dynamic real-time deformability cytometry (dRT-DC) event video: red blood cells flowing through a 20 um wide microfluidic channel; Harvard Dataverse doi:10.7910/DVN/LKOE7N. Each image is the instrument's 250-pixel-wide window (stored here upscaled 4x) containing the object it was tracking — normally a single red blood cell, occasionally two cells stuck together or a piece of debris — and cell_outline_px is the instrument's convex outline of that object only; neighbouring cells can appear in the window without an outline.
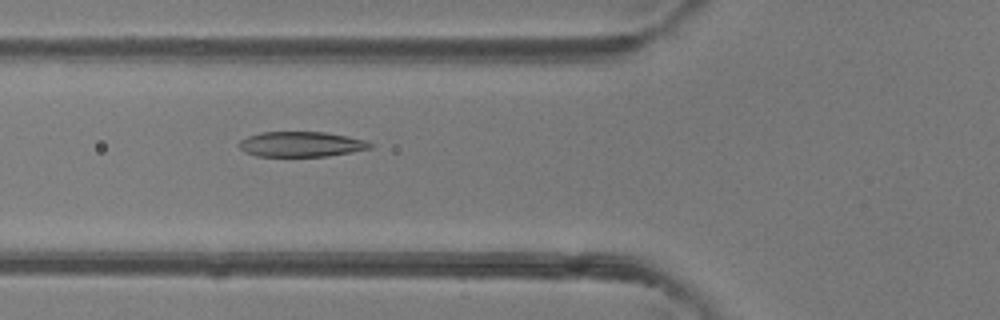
{"species": "common noctule bat (a hibernating species)", "species_latin": "Nyctalus noctula", "temperature_condition": "room temperature", "stored_images_in_passage": 48, "camera_frame_rate_fps": 3000, "um_per_image_px": 0.085, "animal": {"sex": "female"}, "frame": {"image": 1, "passage_image": 18, "time_ms": 5.667, "image_size_px": [1000, 320], "cell_outline_px": [[376, 144], [372, 148], [352, 152], [328, 156], [256, 156], [244, 152], [236, 144], [240, 140], [248, 136], [260, 132], [324, 132], [348, 136], [364, 140]], "centroid_in_image_um": [25.6, 12.26], "position_along_channel_um": 100.2, "area_um2": 19.42}}
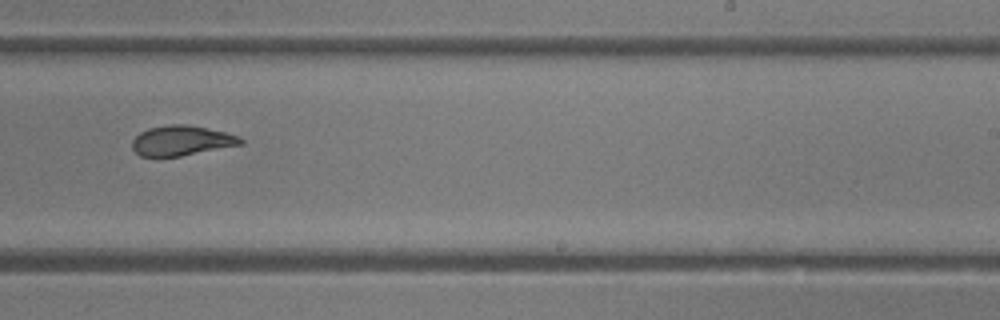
{"frame": {"image": 2, "passage_image": 30, "time_ms": 9.667, "image_size_px": [1000, 320], "cell_outline_px": [[244, 144], [180, 156], [140, 156], [132, 148], [132, 140], [140, 132], [148, 128], [172, 124], [184, 124], [208, 128], [240, 136], [244, 140]], "centroid_in_image_um": [15.45, 11.95], "position_along_channel_um": 273.6, "area_um2": 18.9}}
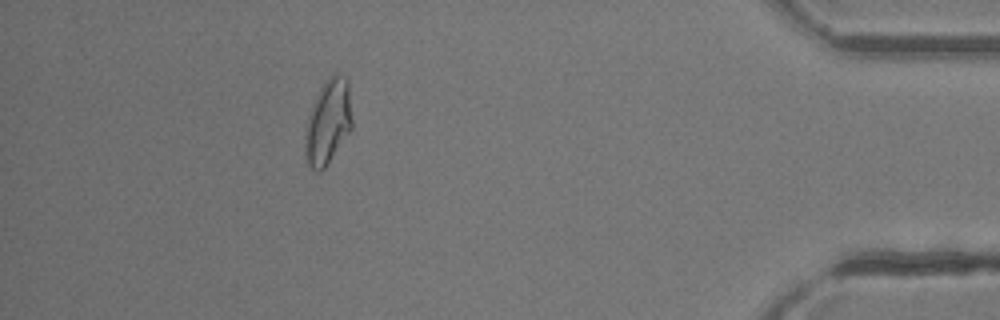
{"frame": {"image": 3, "passage_image": 43, "time_ms": 14.0, "image_size_px": [1000, 320], "cell_outline_px": [[352, 128], [324, 168], [320, 172], [316, 172], [308, 164], [304, 148], [304, 136], [308, 116], [316, 96], [324, 80], [328, 76], [340, 72], [348, 80], [352, 120]], "centroid_in_image_um": [27.88, 10.33], "position_along_channel_um": 407.3, "area_um2": 23.24}, "authors_computed_cell_mechanics": {"area_um2": 20.8369, "velocity_mm_per_s": 4.3355, "shape_relaxation_time_tau1_ms": null, "shape_relaxation_time_tau2_ms": 0.9611, "deformation_change_tau1": null, "deformation_change_tau2": 0.0676}}